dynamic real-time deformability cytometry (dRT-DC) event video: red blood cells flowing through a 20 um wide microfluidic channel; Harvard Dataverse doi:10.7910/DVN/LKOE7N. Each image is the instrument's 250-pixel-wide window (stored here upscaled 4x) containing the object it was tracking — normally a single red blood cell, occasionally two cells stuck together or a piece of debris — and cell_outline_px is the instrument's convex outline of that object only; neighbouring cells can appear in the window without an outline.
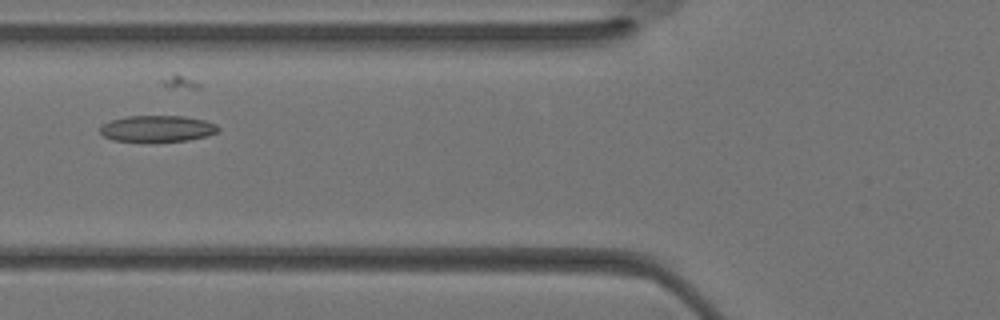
{"species": "Egyptian fruit bat (a non-hibernating species)", "species_latin": "Rousettus aegyptiacus", "temperature_condition": "warm", "stored_images_in_passage": 18, "camera_frame_rate_fps": 3000, "um_per_image_px": 0.085, "animal": {"sex": "female"}, "frame": {"image": 1, "passage_image": 3, "time_ms": 0.667, "image_size_px": [1000, 320], "cell_outline_px": [[220, 132], [208, 136], [188, 140], [148, 144], [112, 140], [104, 136], [100, 132], [100, 124], [112, 120], [128, 116], [184, 116], [204, 120], [216, 124], [220, 128]], "centroid_in_image_um": [13.37, 10.97], "position_along_channel_um": 112.4, "area_um2": 18.96}}
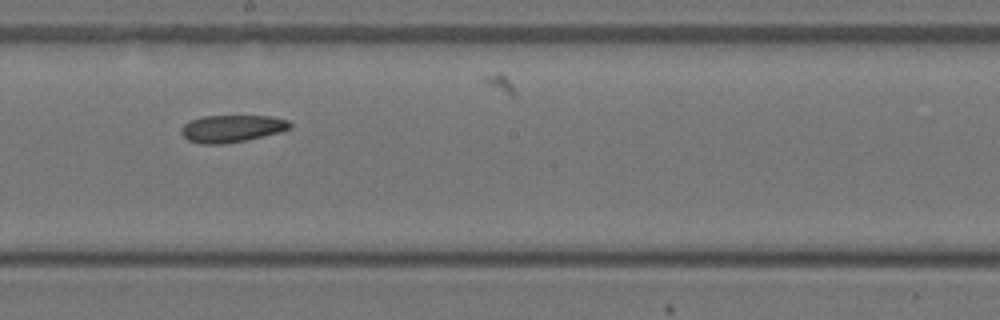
{"frame": {"image": 2, "passage_image": 9, "time_ms": 2.667, "image_size_px": [1000, 320], "cell_outline_px": [[292, 128], [280, 132], [244, 140], [224, 144], [200, 144], [188, 140], [180, 132], [180, 128], [188, 120], [204, 116], [272, 116], [288, 120], [292, 124]], "centroid_in_image_um": [19.69, 10.92], "position_along_channel_um": 228.5, "area_um2": 17.34}}
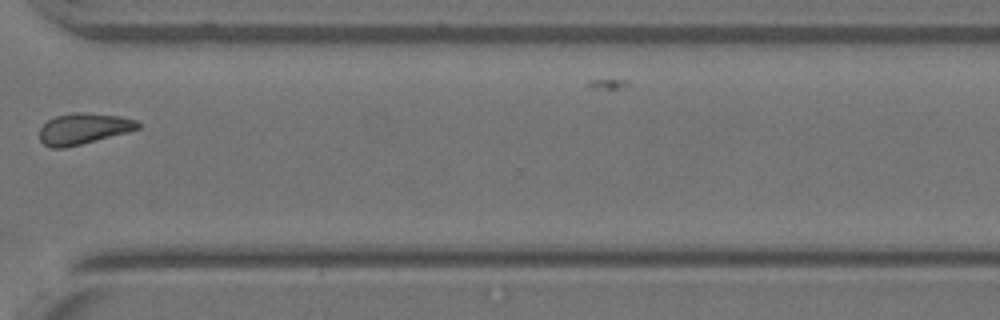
{"frame": {"image": 3, "passage_image": 16, "time_ms": 5.0, "image_size_px": [1000, 320], "cell_outline_px": [[140, 128], [128, 132], [64, 148], [52, 148], [44, 144], [40, 140], [40, 128], [48, 120], [56, 116], [72, 112], [84, 112], [120, 116], [136, 120], [140, 124]], "centroid_in_image_um": [7.1, 10.93], "position_along_channel_um": 363.5, "area_um2": 17.69}}